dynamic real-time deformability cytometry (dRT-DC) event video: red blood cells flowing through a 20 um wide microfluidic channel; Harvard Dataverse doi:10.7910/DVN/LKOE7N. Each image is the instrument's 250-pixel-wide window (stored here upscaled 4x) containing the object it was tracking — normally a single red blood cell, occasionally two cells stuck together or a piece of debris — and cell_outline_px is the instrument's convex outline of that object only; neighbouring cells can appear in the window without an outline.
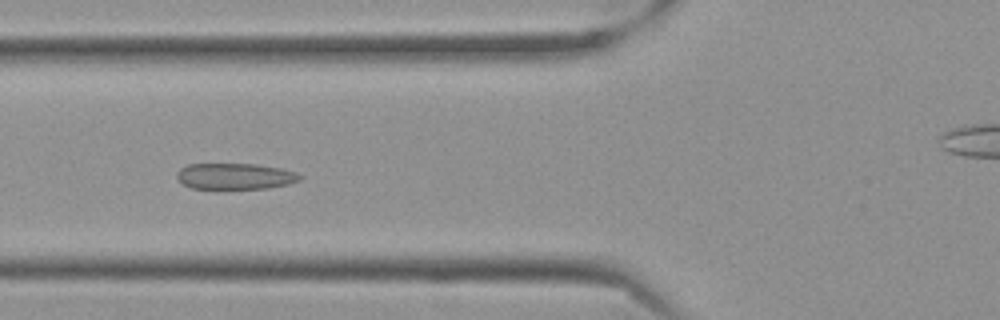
{"species": "Egyptian fruit bat (a non-hibernating species)", "species_latin": "Rousettus aegyptiacus", "temperature_condition": "cold", "stored_images_in_passage": 58, "camera_frame_rate_fps": 3000, "um_per_image_px": 0.085, "frame": {"image": 1, "passage_image": 22, "time_ms": 7.0, "image_size_px": [1000, 320], "cell_outline_px": [[304, 176], [300, 180], [288, 184], [268, 188], [192, 188], [184, 184], [176, 176], [176, 172], [180, 168], [188, 164], [256, 164], [280, 168], [296, 172]], "centroid_in_image_um": [20.0, 14.97], "position_along_channel_um": 105.8, "area_um2": 18.61}}
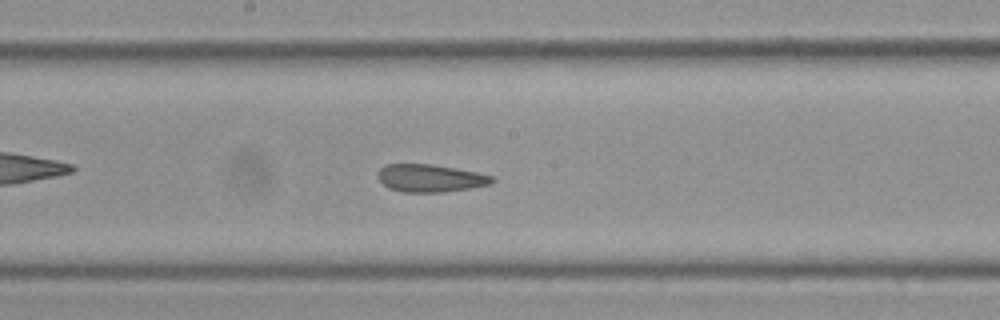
{"frame": {"image": 2, "passage_image": 31, "time_ms": 10.0, "image_size_px": [1000, 320], "cell_outline_px": [[496, 180], [492, 184], [472, 188], [444, 192], [404, 192], [388, 188], [376, 176], [380, 168], [388, 164], [432, 164], [456, 168], [496, 176]], "centroid_in_image_um": [36.62, 15.14], "position_along_channel_um": 211.6, "area_um2": 18.61}}
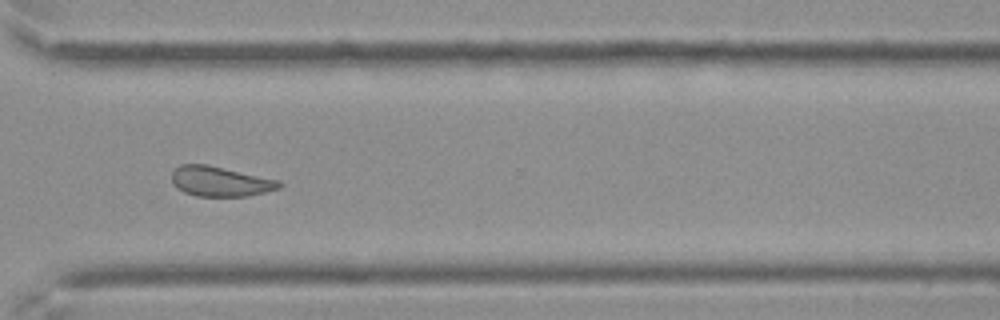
{"frame": {"image": 3, "passage_image": 43, "time_ms": 14.0, "image_size_px": [1000, 320], "cell_outline_px": [[284, 184], [280, 188], [264, 192], [244, 196], [196, 196], [184, 192], [176, 188], [172, 184], [172, 172], [180, 164], [208, 164], [280, 180]], "centroid_in_image_um": [18.71, 15.41], "position_along_channel_um": 351.9, "area_um2": 18.9}, "authors_computed_cell_mechanics": {"area_um2": 19.4786, "velocity_mm_per_s": 3.5126, "shape_relaxation_time_tau1_ms": 11.3955, "shape_relaxation_time_tau2_ms": 2.1656, "deformation_change_tau1": 0.169, "deformation_change_tau2": 0.0957}}